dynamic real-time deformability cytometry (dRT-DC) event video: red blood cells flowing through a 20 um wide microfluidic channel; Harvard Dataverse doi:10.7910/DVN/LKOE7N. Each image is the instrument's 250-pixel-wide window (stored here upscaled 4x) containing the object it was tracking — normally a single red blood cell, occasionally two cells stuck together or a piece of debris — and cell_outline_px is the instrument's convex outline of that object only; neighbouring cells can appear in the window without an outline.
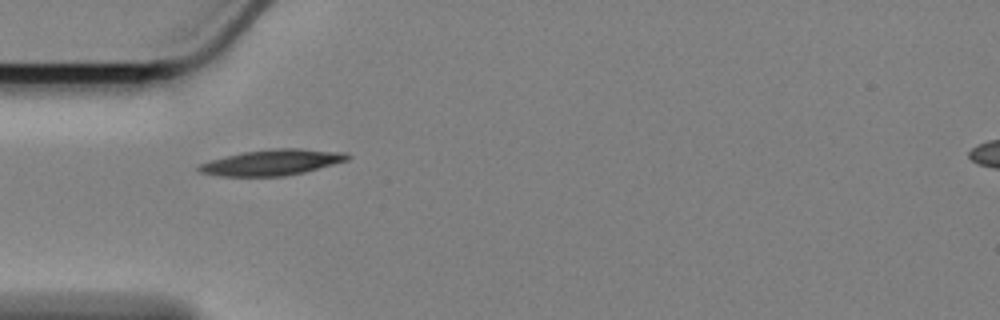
{"species": "Egyptian fruit bat (a non-hibernating species)", "species_latin": "Rousettus aegyptiacus", "temperature_condition": "cold", "stored_images_in_passage": 42, "camera_frame_rate_fps": 3000, "um_per_image_px": 0.085, "animal": {"sex": "female"}, "frame": {"image": 1, "passage_image": 1, "time_ms": 0.0, "image_size_px": [1000, 320], "cell_outline_px": [[352, 156], [348, 160], [304, 172], [284, 176], [220, 176], [200, 172], [196, 168], [200, 164], [212, 160], [244, 152], [272, 148], [300, 148], [348, 152]], "centroid_in_image_um": [23.19, 13.79], "position_along_channel_um": 61.8, "area_um2": 22.25}}
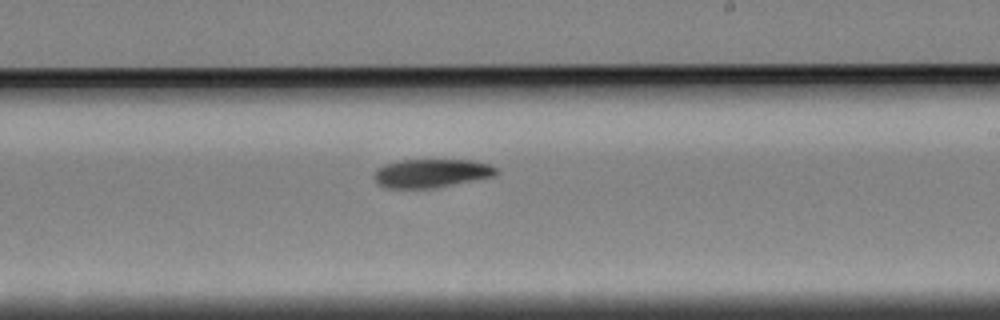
{"frame": {"image": 2, "passage_image": 18, "time_ms": 5.667, "image_size_px": [1000, 320], "cell_outline_px": [[500, 172], [496, 176], [432, 188], [384, 188], [376, 184], [376, 168], [384, 164], [400, 160], [472, 160], [488, 164], [496, 168]], "centroid_in_image_um": [36.67, 14.72], "position_along_channel_um": 252.3, "area_um2": 20.35}}
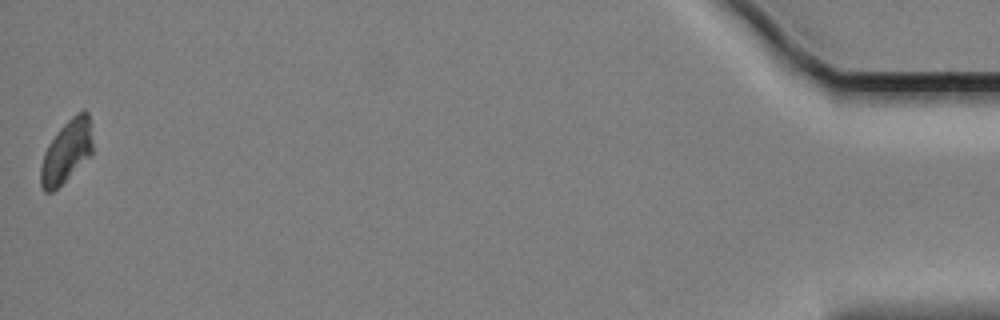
{"frame": {"image": 3, "passage_image": 42, "time_ms": 13.667, "image_size_px": [1000, 320], "cell_outline_px": [[92, 152], [52, 192], [44, 192], [40, 184], [40, 168], [44, 152], [48, 144], [60, 128], [76, 112], [84, 108], [88, 112], [92, 140]], "centroid_in_image_um": [5.63, 12.83], "position_along_channel_um": 429.6, "area_um2": 18.5}, "authors_computed_cell_mechanics": {"area_um2": 20.4901, "velocity_mm_per_s": 3.3818, "shape_relaxation_time_tau1_ms": 4.0132, "shape_relaxation_time_tau2_ms": null, "deformation_change_tau1": 0.1149, "deformation_change_tau2": null}}